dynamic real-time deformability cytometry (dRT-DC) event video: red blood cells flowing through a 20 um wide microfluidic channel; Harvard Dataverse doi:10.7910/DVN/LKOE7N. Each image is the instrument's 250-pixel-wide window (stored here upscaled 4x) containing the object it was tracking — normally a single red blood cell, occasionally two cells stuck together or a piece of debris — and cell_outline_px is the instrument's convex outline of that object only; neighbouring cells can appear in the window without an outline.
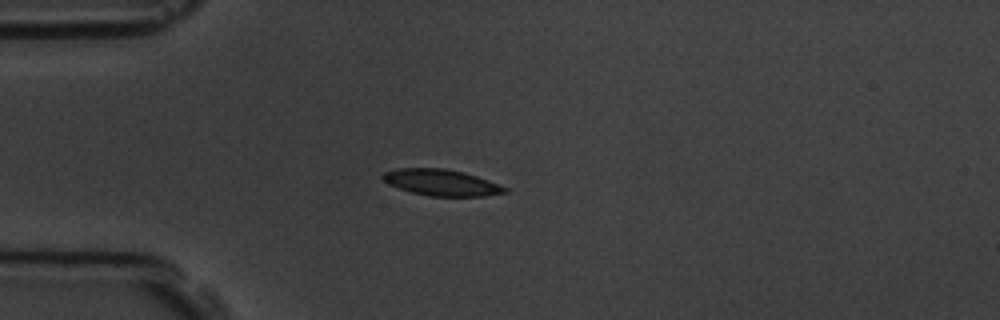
{"species": "common noctule bat (a hibernating species)", "species_latin": "Nyctalus noctula", "temperature_condition": "room temperature", "stored_images_in_passage": 1, "camera_frame_rate_fps": 3000, "um_per_image_px": 0.085, "animal": {"sex": "male", "body_mass_g": 19.5, "forearm_length_mm": 54.6}, "frame": {"image": 1, "passage_image": 1, "time_ms": 0.0, "image_size_px": [1000, 320], "cell_outline_px": [[508, 192], [484, 196], [428, 196], [412, 192], [388, 184], [380, 176], [384, 172], [396, 168], [444, 168], [464, 172], [488, 180], [508, 188]], "centroid_in_image_um": [37.51, 15.51], "position_along_channel_um": 47.5, "area_um2": 18.67}}